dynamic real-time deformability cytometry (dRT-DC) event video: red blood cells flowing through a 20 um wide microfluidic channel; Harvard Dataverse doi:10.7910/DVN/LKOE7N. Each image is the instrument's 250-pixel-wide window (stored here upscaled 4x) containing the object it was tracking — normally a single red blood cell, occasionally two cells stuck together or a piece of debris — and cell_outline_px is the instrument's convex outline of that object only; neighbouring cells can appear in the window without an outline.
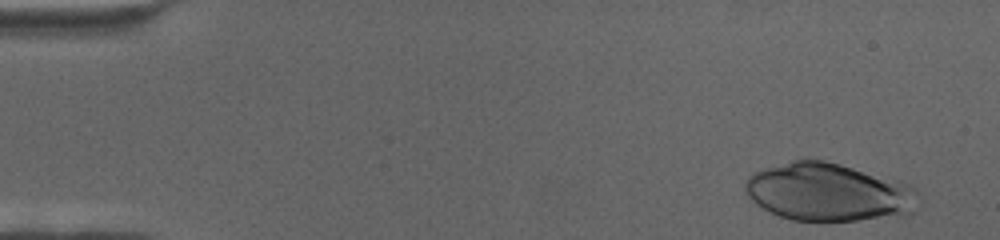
{"species": "human", "species_latin": "Homo sapiens", "temperature_condition": "cold", "stored_images_in_passage": 54, "camera_frame_rate_fps": 3000, "um_per_image_px": 0.085, "donor": {"sex": "female"}, "frame": {"image": 1, "passage_image": 2, "time_ms": 0.333, "image_size_px": [1000, 240], "cell_outline_px": [[920, 204], [916, 212], [908, 216], [856, 220], [792, 220], [780, 216], [756, 204], [748, 196], [744, 188], [744, 184], [748, 176], [756, 172], [792, 160], [824, 160], [840, 164], [900, 180], [912, 184], [916, 188]], "centroid_in_image_um": [70.54, 16.35], "position_along_channel_um": 14.5, "area_um2": 58.9}}
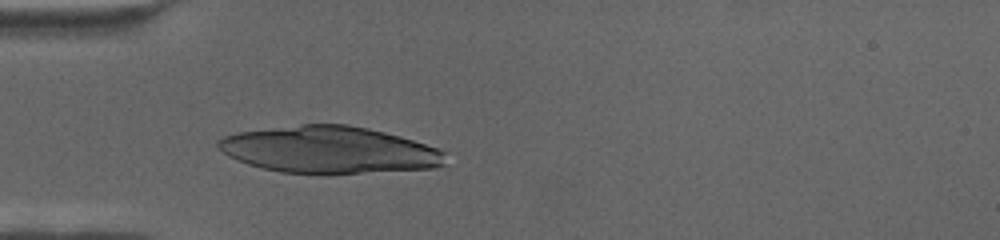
{"frame": {"image": 2, "passage_image": 18, "time_ms": 5.667, "image_size_px": [1000, 240], "cell_outline_px": [[444, 164], [436, 168], [328, 176], [280, 172], [248, 164], [236, 160], [228, 156], [216, 148], [216, 140], [224, 136], [240, 132], [300, 124], [348, 124], [368, 128], [400, 136], [436, 148], [444, 152]], "centroid_in_image_um": [27.95, 12.77], "position_along_channel_um": 57.0, "area_um2": 63.06}}